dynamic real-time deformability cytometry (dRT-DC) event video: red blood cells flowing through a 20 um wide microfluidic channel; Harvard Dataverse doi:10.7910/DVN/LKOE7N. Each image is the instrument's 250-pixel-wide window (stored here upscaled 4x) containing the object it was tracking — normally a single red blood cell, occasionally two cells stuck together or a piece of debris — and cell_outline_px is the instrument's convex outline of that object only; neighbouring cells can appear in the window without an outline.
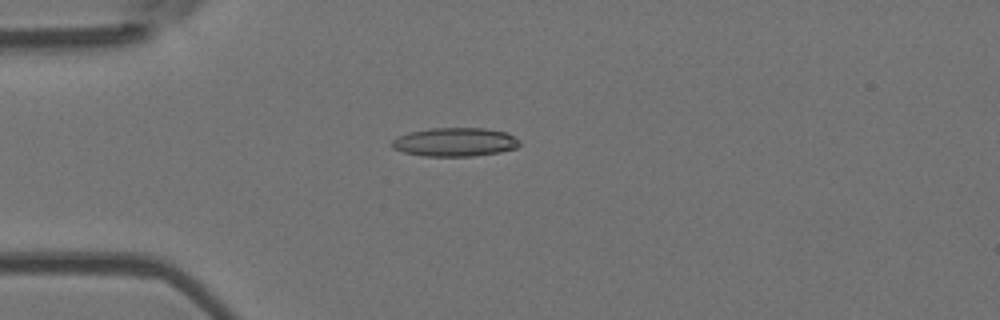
{"species": "Egyptian fruit bat (a non-hibernating species)", "species_latin": "Rousettus aegyptiacus", "temperature_condition": "room temperature", "stored_images_in_passage": 51, "camera_frame_rate_fps": 3000, "um_per_image_px": 0.085, "animal": {"sex": "female"}, "frame": {"image": 1, "passage_image": 11, "time_ms": 3.333, "image_size_px": [1000, 320], "cell_outline_px": [[520, 144], [516, 148], [500, 152], [472, 156], [424, 156], [404, 152], [392, 148], [388, 144], [396, 136], [412, 132], [432, 128], [484, 128], [508, 132], [520, 140]], "centroid_in_image_um": [38.67, 12.07], "position_along_channel_um": 46.3, "area_um2": 21.5}}
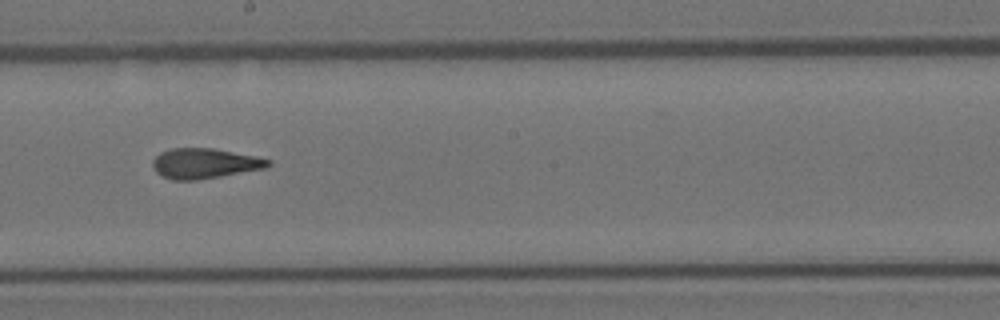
{"frame": {"image": 2, "passage_image": 27, "time_ms": 8.667, "image_size_px": [1000, 320], "cell_outline_px": [[272, 164], [264, 168], [220, 176], [196, 180], [172, 180], [156, 172], [152, 168], [152, 160], [160, 152], [172, 148], [212, 148], [272, 160]], "centroid_in_image_um": [17.34, 13.89], "position_along_channel_um": 230.9, "area_um2": 20.06}}
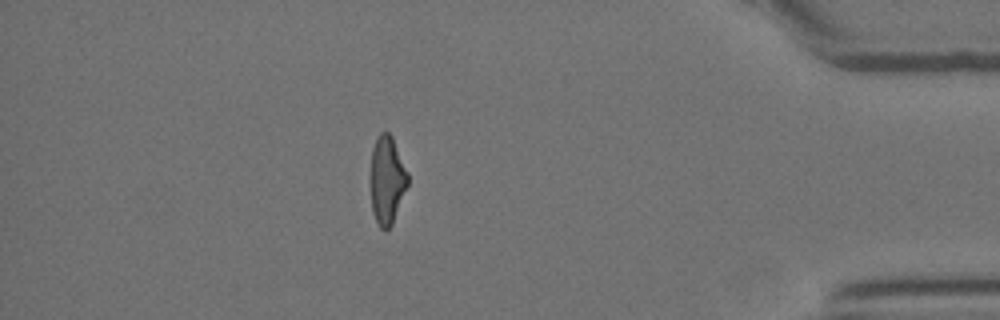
{"frame": {"image": 3, "passage_image": 44, "time_ms": 14.333, "image_size_px": [1000, 320], "cell_outline_px": [[408, 184], [392, 224], [384, 232], [380, 228], [372, 212], [372, 148], [376, 136], [380, 132], [388, 132], [392, 136], [408, 172]], "centroid_in_image_um": [32.91, 15.28], "position_along_channel_um": 402.3, "area_um2": 18.84}, "authors_computed_cell_mechanics": {"area_um2": 20.23, "velocity_mm_per_s": 3.7704, "shape_relaxation_time_tau1_ms": 9.077, "shape_relaxation_time_tau2_ms": 1.8579, "deformation_change_tau1": 0.2587, "deformation_change_tau2": 0.1132}}